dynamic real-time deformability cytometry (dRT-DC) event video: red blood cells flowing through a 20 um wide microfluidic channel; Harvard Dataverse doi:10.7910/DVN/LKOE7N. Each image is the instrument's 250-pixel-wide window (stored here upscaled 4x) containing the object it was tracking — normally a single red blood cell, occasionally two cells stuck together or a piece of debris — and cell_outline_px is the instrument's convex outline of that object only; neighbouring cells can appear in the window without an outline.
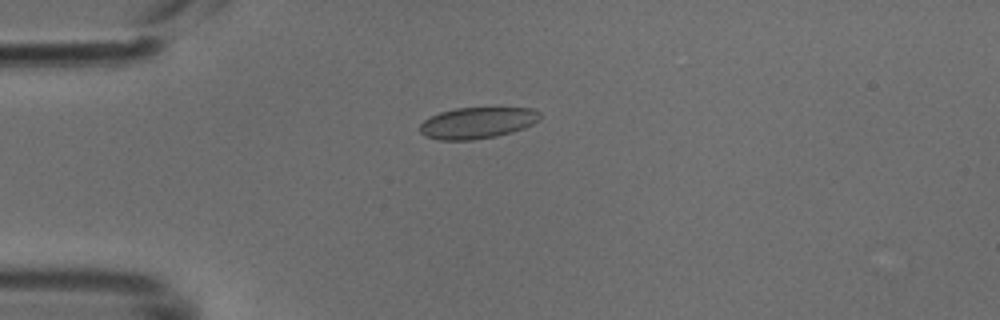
{"species": "common noctule bat (a hibernating species)", "species_latin": "Nyctalus noctula", "temperature_condition": "cold", "stored_images_in_passage": 37, "camera_frame_rate_fps": 3000, "um_per_image_px": 0.085, "animal": {"sex": "male", "body_mass_g": 18.8}, "frame": {"image": 1, "passage_image": 1, "time_ms": 0.0, "image_size_px": [1000, 320], "cell_outline_px": [[540, 120], [524, 128], [512, 132], [496, 136], [472, 140], [440, 140], [424, 136], [420, 132], [420, 124], [424, 120], [440, 112], [456, 108], [532, 108], [540, 112]], "centroid_in_image_um": [40.57, 10.45], "position_along_channel_um": 44.4, "area_um2": 21.91}}
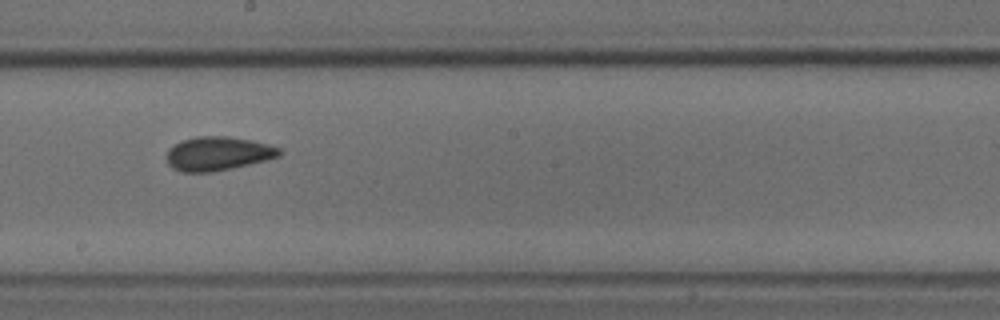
{"frame": {"image": 2, "passage_image": 16, "time_ms": 5.0, "image_size_px": [1000, 320], "cell_outline_px": [[280, 156], [248, 164], [212, 172], [180, 172], [172, 168], [168, 164], [168, 148], [180, 140], [196, 136], [228, 136], [252, 140], [268, 144], [280, 148]], "centroid_in_image_um": [18.48, 13.04], "position_along_channel_um": 229.7, "area_um2": 22.2}}
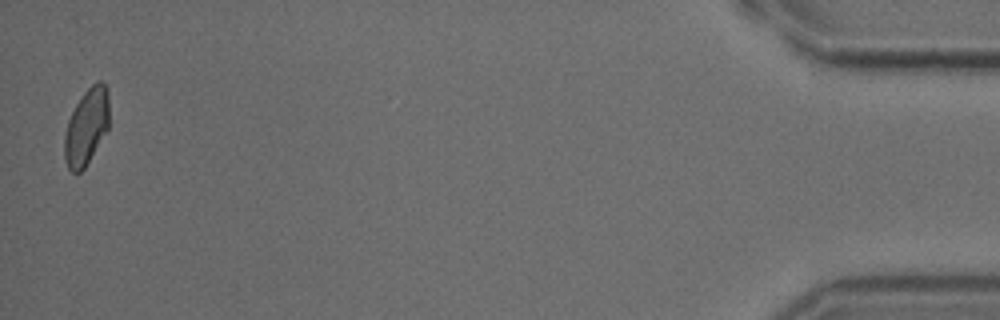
{"frame": {"image": 3, "passage_image": 37, "time_ms": 12.0, "image_size_px": [1000, 320], "cell_outline_px": [[108, 128], [84, 168], [80, 172], [72, 172], [68, 168], [64, 160], [64, 136], [68, 120], [80, 96], [96, 80], [104, 80], [108, 88]], "centroid_in_image_um": [7.34, 10.73], "position_along_channel_um": 427.9, "area_um2": 19.88}}